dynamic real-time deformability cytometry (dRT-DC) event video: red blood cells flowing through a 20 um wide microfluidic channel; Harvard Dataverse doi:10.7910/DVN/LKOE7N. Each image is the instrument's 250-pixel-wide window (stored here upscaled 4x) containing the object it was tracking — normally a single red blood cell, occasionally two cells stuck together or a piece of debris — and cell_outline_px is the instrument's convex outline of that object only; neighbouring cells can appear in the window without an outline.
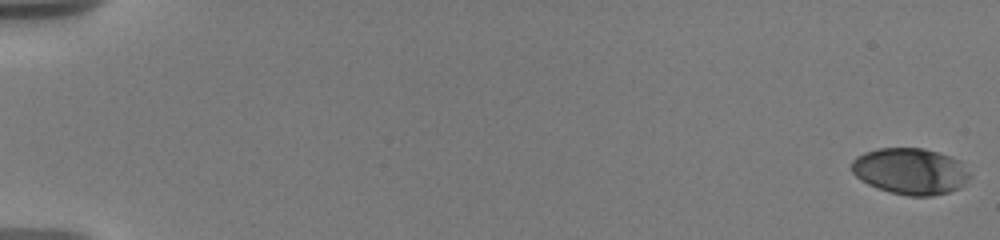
{"species": "human", "species_latin": "Homo sapiens", "temperature_condition": "warm", "stored_images_in_passage": 41, "camera_frame_rate_fps": 3000, "um_per_image_px": 0.085, "donor": {"sex": "male"}, "frame": {"image": 1, "passage_image": 1, "time_ms": 0.0, "image_size_px": [1000, 240], "cell_outline_px": [[972, 176], [960, 188], [948, 192], [932, 196], [908, 196], [876, 188], [860, 180], [852, 172], [852, 160], [856, 156], [864, 152], [880, 148], [924, 148], [960, 160]], "centroid_in_image_um": [77.38, 14.56], "position_along_channel_um": 7.6, "area_um2": 32.02}}
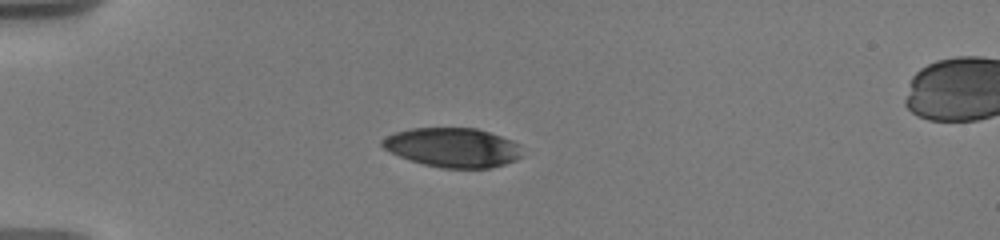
{"frame": {"image": 2, "passage_image": 35, "time_ms": 5.333, "image_size_px": [1000, 240], "cell_outline_px": [[524, 156], [516, 160], [504, 164], [488, 168], [440, 168], [424, 164], [400, 156], [384, 148], [380, 144], [380, 140], [396, 132], [412, 128], [476, 128], [512, 140], [520, 144]], "centroid_in_image_um": [38.53, 12.54], "position_along_channel_um": 46.5, "area_um2": 32.02}}